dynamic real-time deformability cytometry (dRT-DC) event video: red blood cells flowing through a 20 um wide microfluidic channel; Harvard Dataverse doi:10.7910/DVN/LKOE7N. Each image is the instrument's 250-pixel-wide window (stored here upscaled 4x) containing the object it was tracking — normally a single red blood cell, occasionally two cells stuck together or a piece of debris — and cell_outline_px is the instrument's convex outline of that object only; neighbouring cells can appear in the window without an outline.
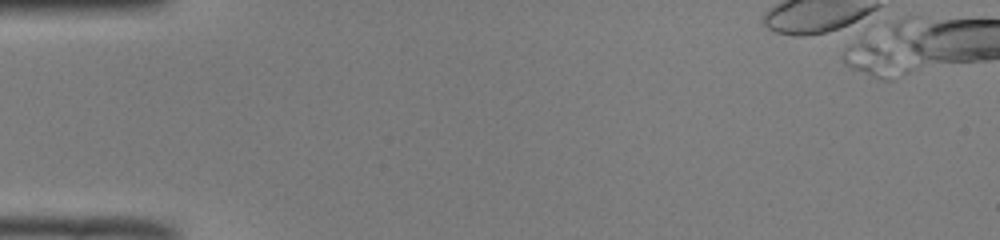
{"species": "common noctule bat (a hibernating species)", "species_latin": "Nyctalus noctula", "temperature_condition": "room temperature", "stored_images_in_passage": 2, "camera_frame_rate_fps": 3000, "um_per_image_px": 0.085, "animal": {"sex": "male", "body_mass_g": 19.0, "forearm_length_mm": 50.8}, "frame": {"image": 1, "passage_image": 1, "time_ms": 0.0, "image_size_px": [1000, 240], "cell_outline_px": [[908, 72], [892, 80], [884, 80], [872, 76], [852, 68], [844, 60], [844, 56], [848, 48], [864, 32], [908, 68]], "centroid_in_image_um": [74.26, 5.06], "position_along_channel_um": 10.7, "area_um2": 12.25}}